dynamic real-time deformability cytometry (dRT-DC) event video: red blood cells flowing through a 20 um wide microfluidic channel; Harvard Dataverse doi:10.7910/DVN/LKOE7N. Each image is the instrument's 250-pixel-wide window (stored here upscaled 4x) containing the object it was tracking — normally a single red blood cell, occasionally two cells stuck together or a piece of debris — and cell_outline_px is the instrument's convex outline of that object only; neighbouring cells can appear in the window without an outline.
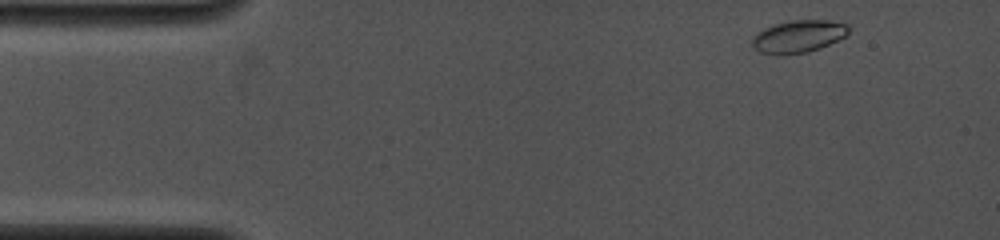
{"species": "common noctule bat (a hibernating species)", "species_latin": "Nyctalus noctula", "temperature_condition": "cold", "stored_images_in_passage": 5, "camera_frame_rate_fps": 4000, "um_per_image_px": 0.085, "animal": {"sex": "female", "body_mass_g": 19.0, "forearm_length_mm": 53.3}, "frame": {"image": 1, "passage_image": 1, "time_ms": 0.0, "image_size_px": [1000, 240], "cell_outline_px": [[848, 36], [820, 48], [808, 52], [780, 56], [776, 56], [760, 52], [752, 44], [752, 36], [756, 32], [772, 24], [792, 20], [828, 20], [848, 24]], "centroid_in_image_um": [67.85, 3.1], "position_along_channel_um": 17.2, "area_um2": 18.61}}
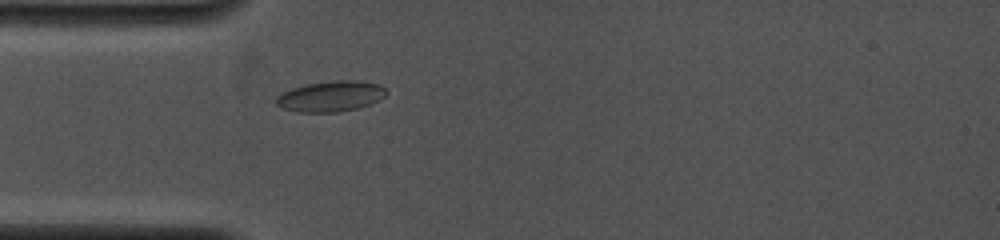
{"frame": {"image": 2, "passage_image": 5, "time_ms": 3.0, "image_size_px": [1000, 240], "cell_outline_px": [[388, 92], [380, 100], [360, 108], [336, 112], [296, 112], [284, 108], [276, 104], [276, 96], [292, 88], [308, 84], [332, 80], [356, 80], [380, 84]], "centroid_in_image_um": [28.14, 8.18], "position_along_channel_um": 56.9, "area_um2": 19.71}}